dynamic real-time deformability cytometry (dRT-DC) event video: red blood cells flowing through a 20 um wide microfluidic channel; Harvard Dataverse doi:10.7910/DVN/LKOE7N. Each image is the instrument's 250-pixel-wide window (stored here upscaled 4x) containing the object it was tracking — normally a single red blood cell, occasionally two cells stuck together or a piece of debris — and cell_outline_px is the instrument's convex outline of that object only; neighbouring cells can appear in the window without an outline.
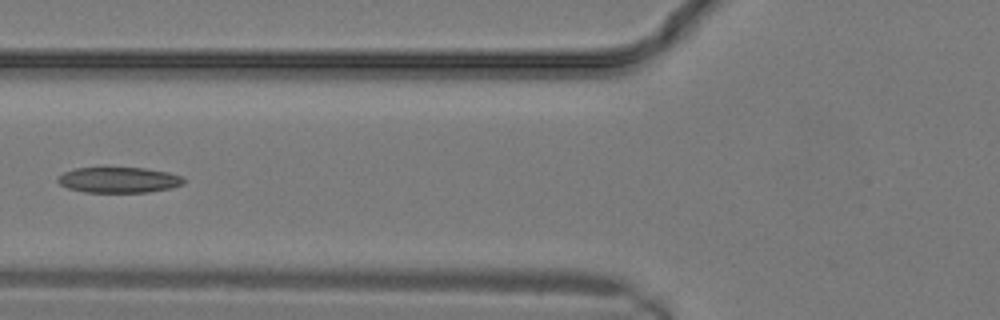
{"species": "common noctule bat (a hibernating species)", "species_latin": "Nyctalus noctula", "temperature_condition": "warm", "stored_images_in_passage": 15, "camera_frame_rate_fps": 3000, "um_per_image_px": 0.085, "animal": {"sex": "male", "body_mass_g": 19.2, "forearm_length_mm": 51.8}, "frame": {"image": 1, "passage_image": 10, "time_ms": 3.0, "image_size_px": [1000, 320], "cell_outline_px": [[184, 184], [172, 188], [148, 192], [84, 192], [68, 188], [60, 184], [56, 180], [64, 172], [76, 168], [144, 168], [168, 172], [180, 176], [184, 180]], "centroid_in_image_um": [10.11, 15.3], "position_along_channel_um": 115.7, "area_um2": 18.67}}
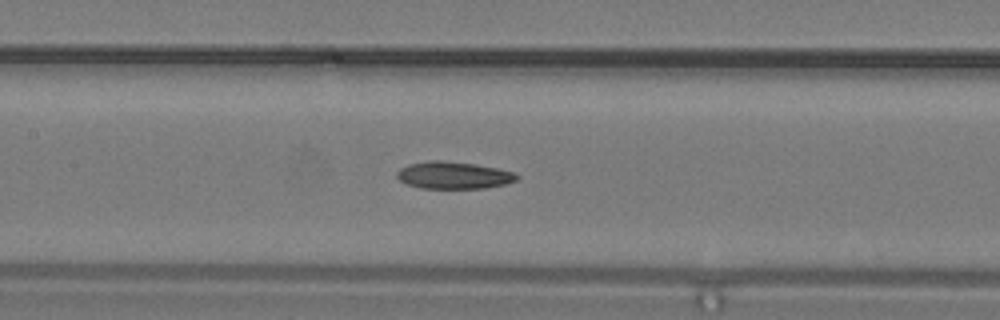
{"frame": {"image": 2, "passage_image": 12, "time_ms": 3.667, "image_size_px": [1000, 320], "cell_outline_px": [[520, 176], [516, 180], [508, 184], [484, 188], [420, 188], [408, 184], [400, 180], [396, 176], [396, 172], [400, 168], [408, 164], [428, 160], [444, 160], [476, 164], [496, 168], [512, 172]], "centroid_in_image_um": [38.54, 14.89], "position_along_channel_um": 168.9, "area_um2": 19.07}}
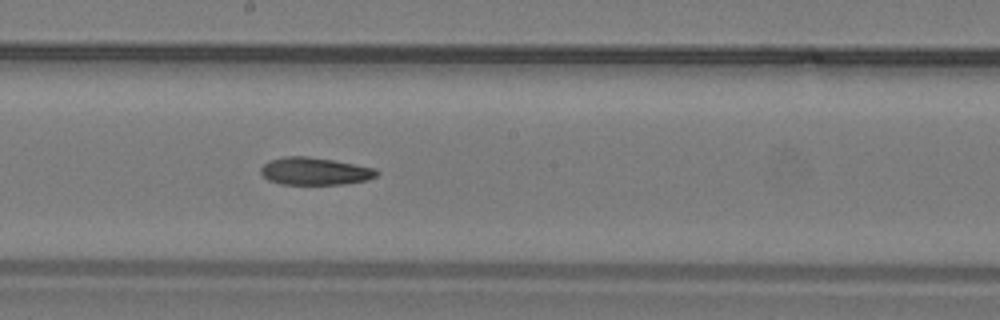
{"frame": {"image": 3, "passage_image": 14, "time_ms": 4.333, "image_size_px": [1000, 320], "cell_outline_px": [[380, 172], [376, 176], [368, 180], [344, 184], [280, 184], [268, 180], [260, 172], [260, 168], [268, 160], [284, 156], [304, 156], [332, 160], [376, 168]], "centroid_in_image_um": [26.75, 14.55], "position_along_channel_um": 221.4, "area_um2": 18.61}}